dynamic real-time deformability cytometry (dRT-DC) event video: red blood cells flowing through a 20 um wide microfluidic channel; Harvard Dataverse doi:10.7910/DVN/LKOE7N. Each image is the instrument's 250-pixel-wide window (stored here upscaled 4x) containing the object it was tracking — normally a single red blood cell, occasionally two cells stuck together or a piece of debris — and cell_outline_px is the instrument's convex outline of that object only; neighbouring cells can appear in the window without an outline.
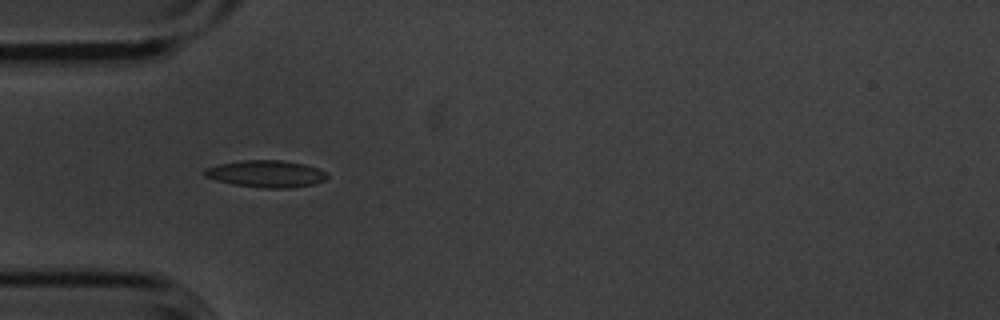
{"species": "common noctule bat (a hibernating species)", "species_latin": "Nyctalus noctula", "temperature_condition": "cold", "stored_images_in_passage": 6, "camera_frame_rate_fps": 3000, "um_per_image_px": 0.085, "animal": {"sex": "male", "body_mass_g": 20.1, "forearm_length_mm": 53.5}, "frame": {"image": 1, "passage_image": 4, "time_ms": 1.0, "image_size_px": [1000, 320], "cell_outline_px": [[328, 176], [324, 180], [312, 184], [288, 188], [264, 188], [232, 184], [216, 180], [204, 176], [204, 168], [220, 164], [244, 160], [284, 160], [304, 164], [316, 168], [324, 172]], "centroid_in_image_um": [22.59, 14.77], "position_along_channel_um": 62.4, "area_um2": 19.07}}
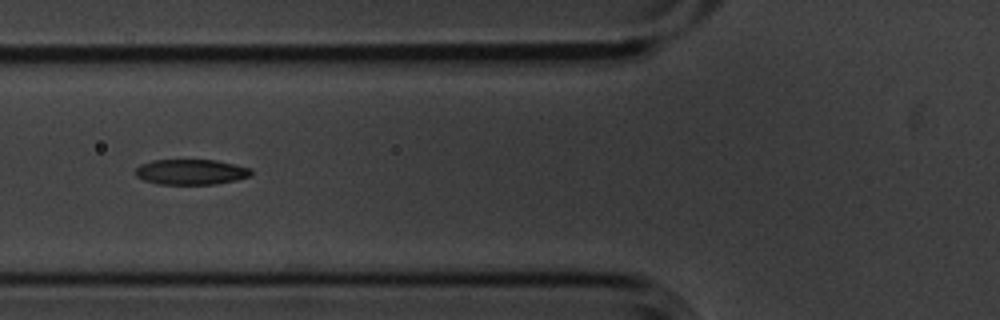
{"frame": {"image": 2, "passage_image": 5, "time_ms": 1.333, "image_size_px": [1000, 320], "cell_outline_px": [[252, 176], [236, 180], [216, 184], [160, 184], [144, 180], [136, 176], [136, 168], [140, 164], [152, 160], [216, 160], [252, 168]], "centroid_in_image_um": [16.26, 14.61], "position_along_channel_um": 109.5, "area_um2": 17.17}}
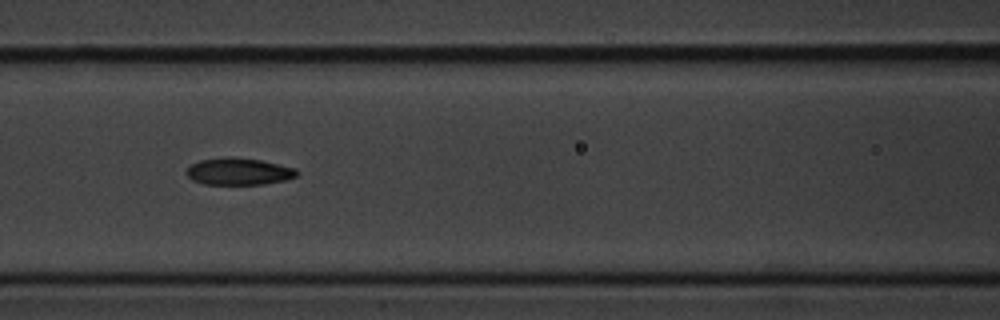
{"frame": {"image": 3, "passage_image": 6, "time_ms": 1.667, "image_size_px": [1000, 320], "cell_outline_px": [[300, 172], [296, 176], [284, 180], [264, 184], [204, 184], [192, 180], [184, 172], [192, 164], [200, 160], [224, 156], [228, 156], [260, 160], [296, 168]], "centroid_in_image_um": [20.28, 14.57], "position_along_channel_um": 146.3, "area_um2": 17.4}}